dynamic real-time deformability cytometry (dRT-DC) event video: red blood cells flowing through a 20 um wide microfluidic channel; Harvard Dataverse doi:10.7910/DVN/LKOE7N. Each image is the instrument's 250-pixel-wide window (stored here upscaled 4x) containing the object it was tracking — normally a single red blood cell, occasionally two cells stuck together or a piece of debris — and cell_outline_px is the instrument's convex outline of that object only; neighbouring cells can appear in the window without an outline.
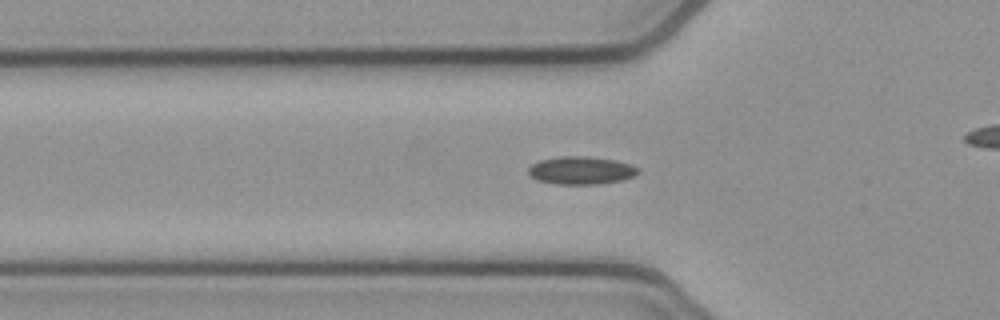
{"species": "common noctule bat (a hibernating species)", "species_latin": "Nyctalus noctula", "temperature_condition": "cold", "stored_images_in_passage": 53, "camera_frame_rate_fps": 3000, "um_per_image_px": 0.085, "animal": {"sex": "female", "body_mass_g": 21.9}, "frame": {"image": 1, "passage_image": 17, "time_ms": 5.333, "image_size_px": [1000, 320], "cell_outline_px": [[640, 172], [636, 176], [620, 180], [596, 184], [556, 184], [536, 180], [528, 176], [528, 168], [532, 164], [540, 160], [564, 156], [588, 156], [616, 160], [632, 164], [640, 168]], "centroid_in_image_um": [49.41, 14.48], "position_along_channel_um": 76.4, "area_um2": 18.03}}
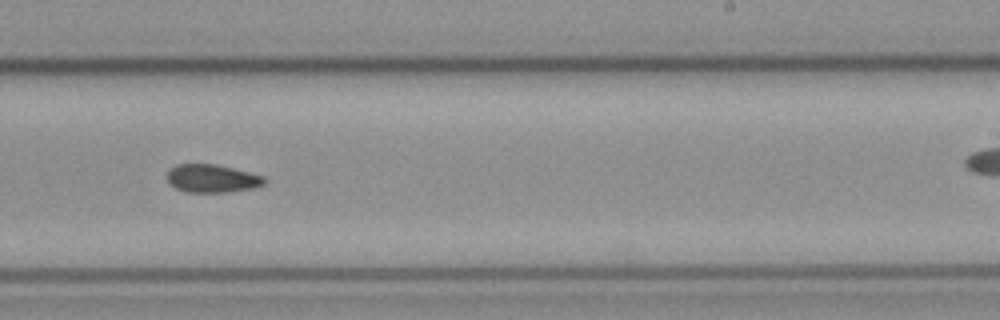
{"frame": {"image": 2, "passage_image": 32, "time_ms": 10.333, "image_size_px": [1000, 320], "cell_outline_px": [[268, 180], [264, 184], [252, 188], [224, 192], [184, 192], [176, 188], [168, 180], [168, 172], [176, 164], [216, 164], [264, 176]], "centroid_in_image_um": [18.04, 15.17], "position_along_channel_um": 271.0, "area_um2": 15.72}}
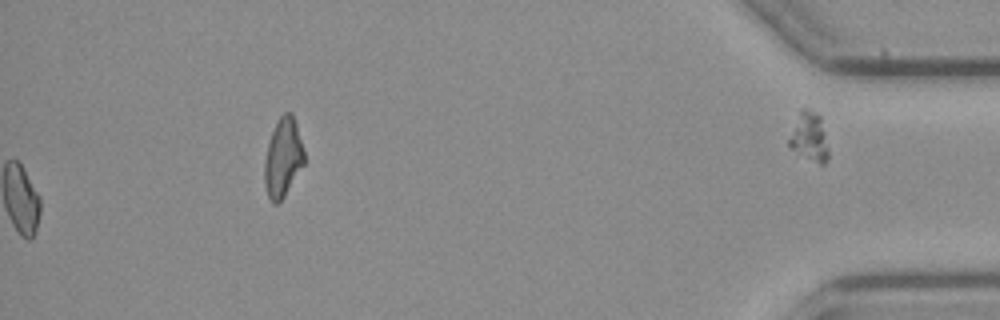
{"frame": {"image": 3, "passage_image": 53, "time_ms": 17.333, "image_size_px": [1000, 320], "cell_outline_px": [[304, 164], [284, 196], [276, 204], [272, 204], [268, 196], [264, 184], [264, 160], [268, 144], [272, 132], [280, 116], [284, 112], [292, 112], [296, 124], [304, 152]], "centroid_in_image_um": [24.04, 13.41], "position_along_channel_um": 411.2, "area_um2": 18.03}, "authors_computed_cell_mechanics": {"area_um2": 16.184, "velocity_mm_per_s": 3.8671, "shape_relaxation_time_tau1_ms": null, "shape_relaxation_time_tau2_ms": 8.399, "deformation_change_tau1": null, "deformation_change_tau2": 0.1373}}